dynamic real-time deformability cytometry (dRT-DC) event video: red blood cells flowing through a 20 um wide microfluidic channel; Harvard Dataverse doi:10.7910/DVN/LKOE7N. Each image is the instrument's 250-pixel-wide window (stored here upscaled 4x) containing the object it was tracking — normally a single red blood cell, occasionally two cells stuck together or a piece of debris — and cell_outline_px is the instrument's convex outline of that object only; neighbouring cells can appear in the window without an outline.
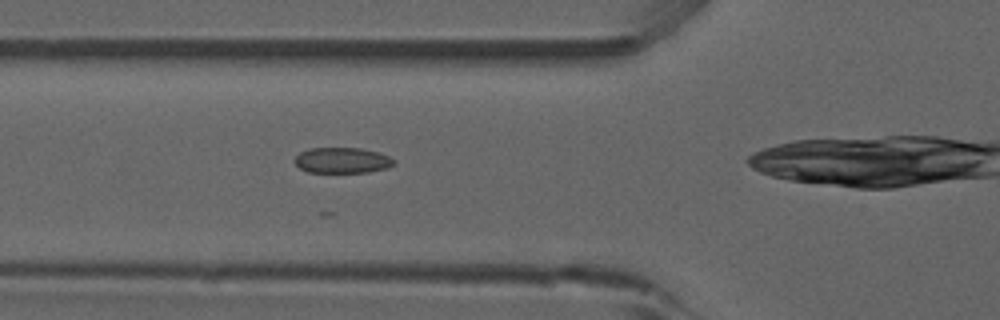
{"species": "common noctule bat (a hibernating species)", "species_latin": "Nyctalus noctula", "temperature_condition": "room temperature", "stored_images_in_passage": 27, "camera_frame_rate_fps": 3000, "um_per_image_px": 0.085, "animal": {"sex": "male", "forearm_length_mm": 52.5}, "frame": {"image": 1, "passage_image": 12, "time_ms": 3.667, "image_size_px": [1000, 320], "cell_outline_px": [[396, 164], [388, 168], [368, 172], [308, 172], [300, 168], [292, 160], [300, 152], [308, 148], [360, 148], [376, 152], [388, 156], [396, 160]], "centroid_in_image_um": [29.08, 13.63], "position_along_channel_um": 96.7, "area_um2": 14.91}}
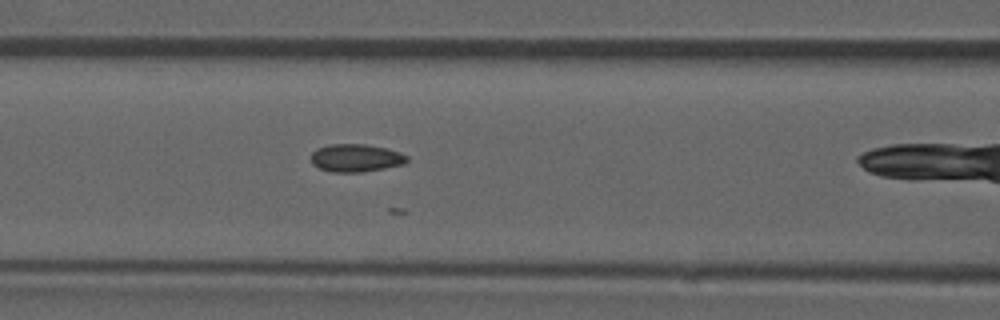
{"frame": {"image": 2, "passage_image": 15, "time_ms": 4.667, "image_size_px": [1000, 320], "cell_outline_px": [[408, 160], [404, 164], [384, 168], [360, 172], [332, 172], [320, 168], [312, 164], [312, 152], [316, 148], [332, 144], [364, 144], [384, 148], [400, 152], [408, 156]], "centroid_in_image_um": [30.25, 13.42], "position_along_channel_um": 136.4, "area_um2": 15.43}}